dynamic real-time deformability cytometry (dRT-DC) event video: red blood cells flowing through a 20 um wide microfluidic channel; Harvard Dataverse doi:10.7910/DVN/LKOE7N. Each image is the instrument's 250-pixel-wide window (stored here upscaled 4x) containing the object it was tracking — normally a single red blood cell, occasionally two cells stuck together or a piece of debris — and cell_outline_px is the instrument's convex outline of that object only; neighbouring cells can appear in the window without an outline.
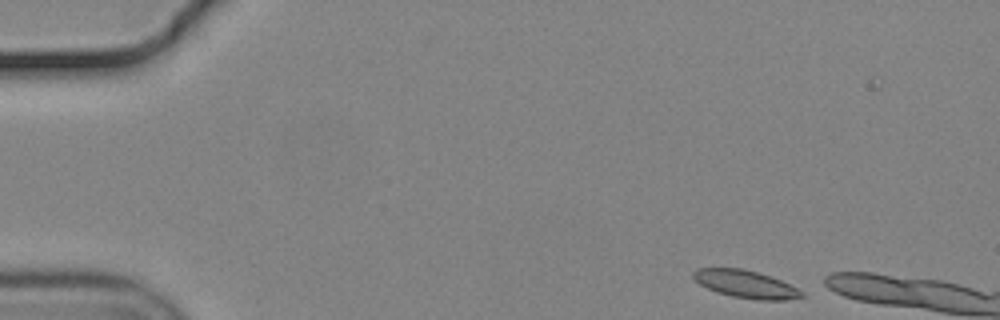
{"species": "common noctule bat (a hibernating species)", "species_latin": "Nyctalus noctula", "temperature_condition": "cold", "stored_images_in_passage": 9, "camera_frame_rate_fps": 3000, "um_per_image_px": 0.085, "animal": {"sex": "male", "body_mass_g": 19.2, "forearm_length_mm": 51.8}, "frame": {"image": 1, "passage_image": 1, "time_ms": 0.0, "image_size_px": [1000, 320], "cell_outline_px": [[804, 296], [784, 300], [756, 300], [732, 296], [716, 292], [700, 284], [692, 276], [692, 272], [700, 268], [744, 268], [780, 280], [804, 292]], "centroid_in_image_um": [63.36, 24.15], "position_along_channel_um": 21.6, "area_um2": 17.22}}